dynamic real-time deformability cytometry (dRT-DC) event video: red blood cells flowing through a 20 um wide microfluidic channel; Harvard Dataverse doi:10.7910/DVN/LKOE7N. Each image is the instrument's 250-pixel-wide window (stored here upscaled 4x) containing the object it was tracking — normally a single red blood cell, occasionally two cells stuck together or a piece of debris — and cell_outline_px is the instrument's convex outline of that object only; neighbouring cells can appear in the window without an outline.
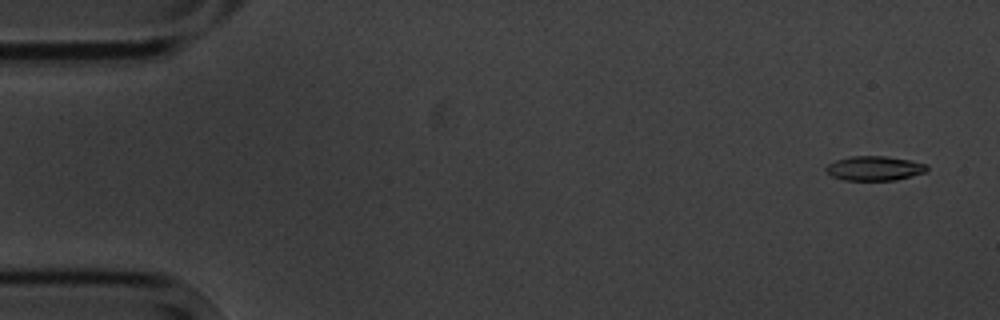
{"species": "common noctule bat (a hibernating species)", "species_latin": "Nyctalus noctula", "temperature_condition": "cold", "stored_images_in_passage": 6, "camera_frame_rate_fps": 3000, "um_per_image_px": 0.085, "animal": {"sex": "male", "body_mass_g": 20.1, "forearm_length_mm": 53.5}, "frame": {"image": 1, "passage_image": 1, "time_ms": 0.0, "image_size_px": [1000, 320], "cell_outline_px": [[928, 168], [924, 172], [896, 180], [844, 180], [832, 176], [824, 168], [828, 164], [836, 160], [852, 156], [884, 156], [908, 160], [928, 164]], "centroid_in_image_um": [74.32, 14.3], "position_along_channel_um": 10.7, "area_um2": 14.22}}
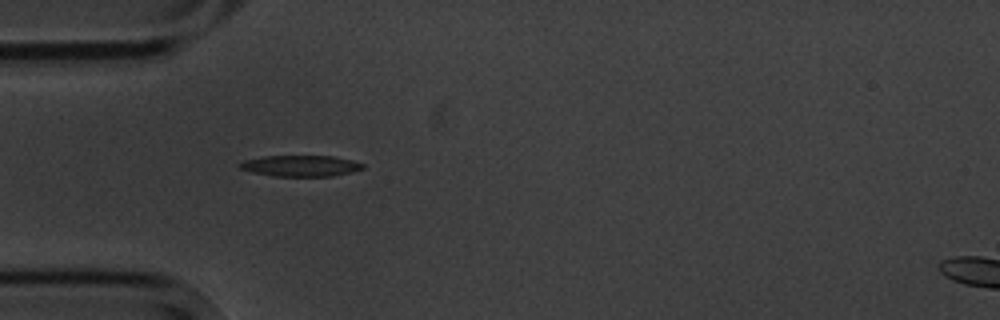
{"frame": {"image": 2, "passage_image": 5, "time_ms": 4.667, "image_size_px": [1000, 320], "cell_outline_px": [[364, 168], [352, 172], [332, 176], [272, 176], [252, 172], [240, 168], [236, 164], [244, 160], [264, 156], [332, 156], [352, 160], [364, 164]], "centroid_in_image_um": [25.54, 14.1], "position_along_channel_um": 59.5, "area_um2": 15.14}}